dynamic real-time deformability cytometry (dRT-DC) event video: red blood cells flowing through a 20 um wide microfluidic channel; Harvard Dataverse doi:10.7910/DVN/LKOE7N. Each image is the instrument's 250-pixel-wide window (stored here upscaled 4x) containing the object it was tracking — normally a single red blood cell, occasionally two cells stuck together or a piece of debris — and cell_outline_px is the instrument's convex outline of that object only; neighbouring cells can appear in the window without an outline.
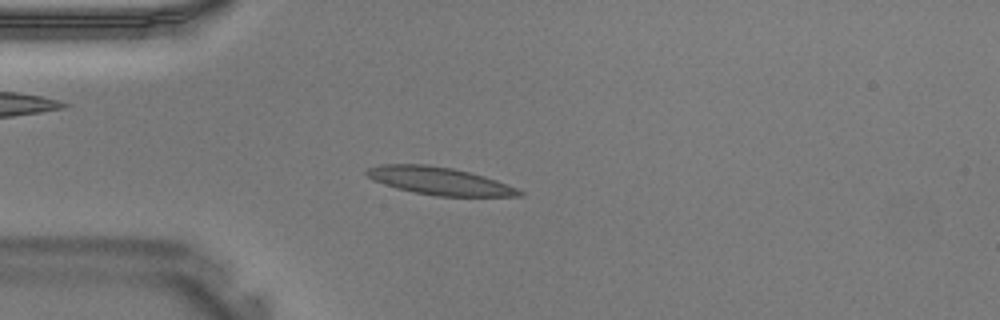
{"species": "Egyptian fruit bat (a non-hibernating species)", "species_latin": "Rousettus aegyptiacus", "temperature_condition": "warm", "stored_images_in_passage": 38, "camera_frame_rate_fps": 3000, "um_per_image_px": 0.085, "animal": {"sex": "male"}, "frame": {"image": 1, "passage_image": 8, "time_ms": 2.333, "image_size_px": [1000, 320], "cell_outline_px": [[524, 196], [436, 196], [412, 192], [396, 188], [372, 180], [364, 172], [368, 168], [380, 164], [428, 164], [452, 168], [484, 176], [496, 180], [516, 188], [524, 192]], "centroid_in_image_um": [37.32, 15.38], "position_along_channel_um": 47.7, "area_um2": 24.57}}
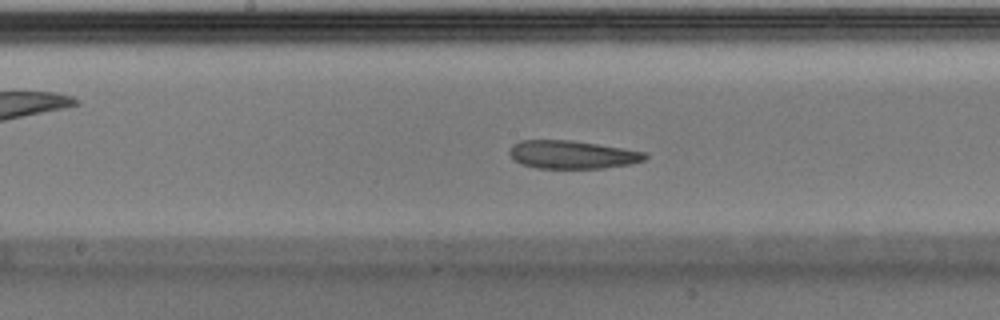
{"frame": {"image": 2, "passage_image": 18, "time_ms": 5.667, "image_size_px": [1000, 320], "cell_outline_px": [[648, 156], [644, 160], [632, 164], [604, 168], [536, 168], [520, 164], [512, 160], [508, 152], [512, 144], [520, 140], [572, 140], [624, 148], [648, 152]], "centroid_in_image_um": [48.63, 13.14], "position_along_channel_um": 199.6, "area_um2": 22.6}}
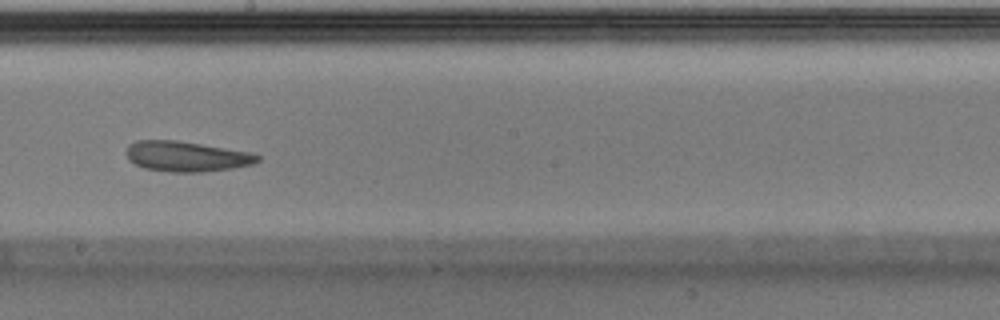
{"frame": {"image": 3, "passage_image": 20, "time_ms": 6.333, "image_size_px": [1000, 320], "cell_outline_px": [[260, 160], [252, 164], [232, 168], [204, 172], [168, 172], [144, 168], [128, 160], [128, 144], [136, 140], [176, 140], [252, 152], [260, 156]], "centroid_in_image_um": [15.86, 13.29], "position_along_channel_um": 232.3, "area_um2": 23.18}}